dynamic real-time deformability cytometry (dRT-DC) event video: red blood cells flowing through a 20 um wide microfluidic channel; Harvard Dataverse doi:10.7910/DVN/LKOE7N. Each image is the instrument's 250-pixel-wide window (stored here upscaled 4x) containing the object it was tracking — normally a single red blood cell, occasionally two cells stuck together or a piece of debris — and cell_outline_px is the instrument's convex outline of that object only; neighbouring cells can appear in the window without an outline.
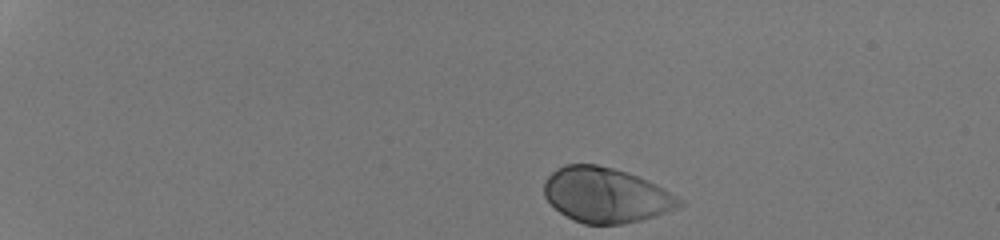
{"species": "human", "species_latin": "Homo sapiens", "temperature_condition": "room temperature", "stored_images_in_passage": 36, "camera_frame_rate_fps": 3000, "um_per_image_px": 0.085, "donor": {"sex": "male"}, "frame": {"image": 1, "passage_image": 1, "time_ms": 0.0, "image_size_px": [1000, 240], "cell_outline_px": [[684, 204], [676, 208], [640, 220], [620, 224], [584, 224], [560, 212], [544, 196], [544, 184], [548, 176], [556, 168], [564, 164], [596, 164], [628, 172], [648, 180], [664, 188], [684, 200]], "centroid_in_image_um": [51.51, 16.56], "position_along_channel_um": 33.5, "area_um2": 43.06}}
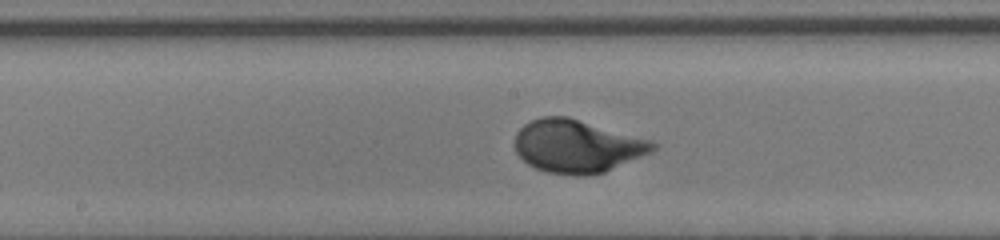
{"frame": {"image": 2, "passage_image": 21, "time_ms": 6.667, "image_size_px": [1000, 240], "cell_outline_px": [[660, 144], [652, 152], [604, 172], [588, 176], [572, 176], [548, 172], [536, 168], [528, 164], [516, 152], [516, 132], [524, 124], [532, 120], [544, 116], [568, 116], [652, 140]], "centroid_in_image_um": [49.08, 12.43], "position_along_channel_um": 199.1, "area_um2": 42.71}}
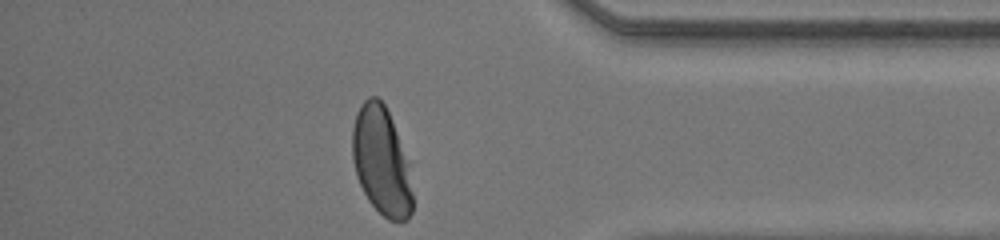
{"frame": {"image": 3, "passage_image": 36, "time_ms": 11.667, "image_size_px": [1000, 240], "cell_outline_px": [[412, 212], [408, 220], [388, 220], [368, 200], [356, 176], [352, 160], [352, 128], [356, 112], [360, 104], [368, 96], [376, 96], [384, 104], [392, 120], [408, 164], [412, 192]], "centroid_in_image_um": [32.39, 13.68], "position_along_channel_um": 402.8, "area_um2": 37.8}, "authors_computed_cell_mechanics": {"area_um2": 41.7027, "velocity_mm_per_s": 4.2856, "shape_relaxation_time_tau1_ms": 1.8817, "shape_relaxation_time_tau2_ms": null, "deformation_change_tau1": 0.1667, "deformation_change_tau2": null}}